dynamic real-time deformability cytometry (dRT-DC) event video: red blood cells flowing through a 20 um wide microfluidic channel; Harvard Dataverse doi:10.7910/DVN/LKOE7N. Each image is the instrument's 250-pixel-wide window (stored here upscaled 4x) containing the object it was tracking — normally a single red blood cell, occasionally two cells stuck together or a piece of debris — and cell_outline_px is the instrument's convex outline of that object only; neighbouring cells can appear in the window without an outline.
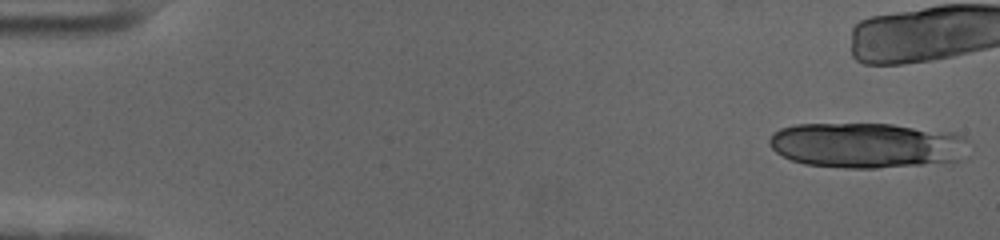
{"species": "human", "species_latin": "Homo sapiens", "temperature_condition": "cold", "stored_images_in_passage": 46, "camera_frame_rate_fps": 3000, "um_per_image_px": 0.085, "donor": {"sex": "female"}, "frame": {"image": 1, "passage_image": 1, "time_ms": 0.0, "image_size_px": [1000, 240], "cell_outline_px": [[972, 144], [956, 160], [920, 164], [876, 168], [844, 168], [804, 164], [792, 160], [776, 152], [768, 144], [768, 140], [772, 132], [780, 128], [796, 124], [892, 124], [952, 132], [964, 136]], "centroid_in_image_um": [73.64, 12.33], "position_along_channel_um": 11.4, "area_um2": 52.71}}